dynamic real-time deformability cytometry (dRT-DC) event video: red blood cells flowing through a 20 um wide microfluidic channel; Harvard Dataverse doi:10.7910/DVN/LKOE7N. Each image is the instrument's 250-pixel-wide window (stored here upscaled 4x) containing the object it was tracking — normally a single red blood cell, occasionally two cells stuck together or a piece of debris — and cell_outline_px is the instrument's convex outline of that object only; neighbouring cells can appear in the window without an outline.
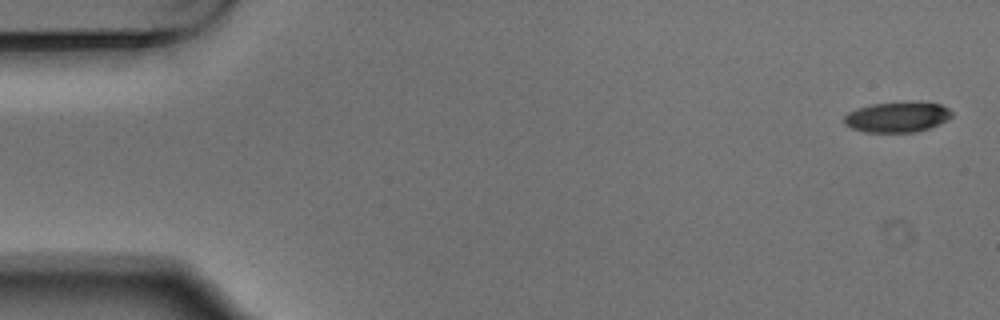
{"species": "Egyptian fruit bat (a non-hibernating species)", "species_latin": "Rousettus aegyptiacus", "temperature_condition": "warm", "stored_images_in_passage": 6, "camera_frame_rate_fps": 3000, "um_per_image_px": 0.085, "animal": {"sex": "male"}, "frame": {"image": 1, "passage_image": 1, "time_ms": 0.0, "image_size_px": [1000, 320], "cell_outline_px": [[952, 116], [948, 120], [928, 128], [912, 132], [864, 132], [852, 128], [844, 124], [844, 116], [848, 112], [856, 108], [872, 104], [904, 100], [920, 100], [940, 104], [948, 108], [952, 112]], "centroid_in_image_um": [76.28, 9.9], "position_along_channel_um": 8.7, "area_um2": 19.59}}
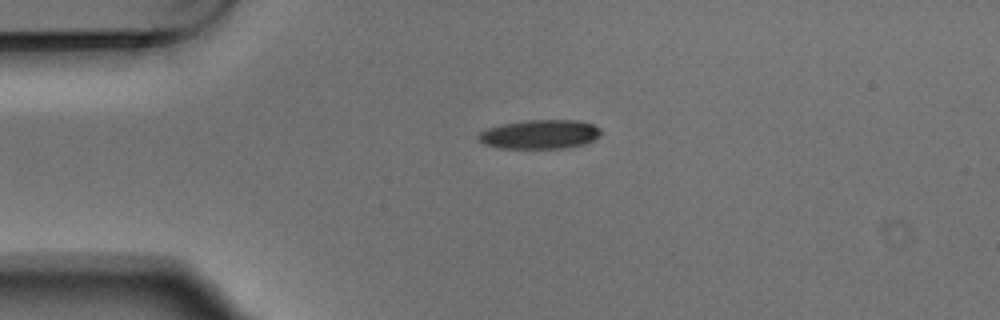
{"frame": {"image": 2, "passage_image": 4, "time_ms": 1.0, "image_size_px": [1000, 320], "cell_outline_px": [[600, 136], [584, 144], [564, 148], [496, 148], [484, 144], [476, 140], [476, 136], [480, 132], [488, 128], [500, 124], [528, 120], [580, 120], [592, 124], [600, 128]], "centroid_in_image_um": [45.84, 11.42], "position_along_channel_um": 39.2, "area_um2": 20.92}}
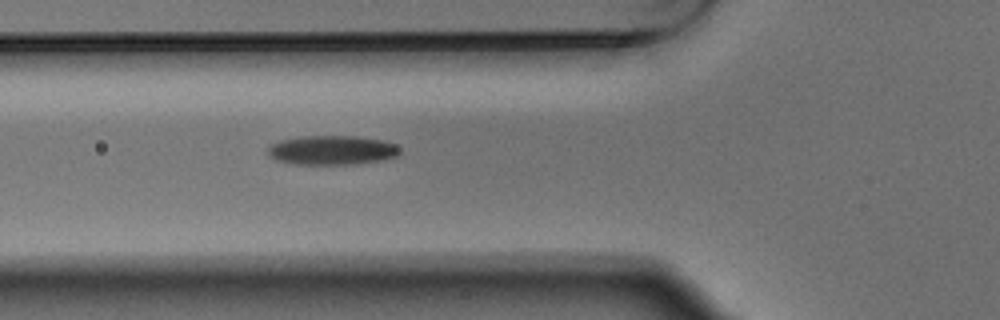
{"frame": {"image": 3, "passage_image": 6, "time_ms": 1.667, "image_size_px": [1000, 320], "cell_outline_px": [[400, 152], [396, 156], [380, 160], [356, 164], [296, 164], [276, 160], [268, 156], [268, 148], [272, 144], [280, 140], [300, 136], [356, 136], [384, 140], [396, 144], [400, 148]], "centroid_in_image_um": [28.22, 12.76], "position_along_channel_um": 97.6, "area_um2": 22.6}}